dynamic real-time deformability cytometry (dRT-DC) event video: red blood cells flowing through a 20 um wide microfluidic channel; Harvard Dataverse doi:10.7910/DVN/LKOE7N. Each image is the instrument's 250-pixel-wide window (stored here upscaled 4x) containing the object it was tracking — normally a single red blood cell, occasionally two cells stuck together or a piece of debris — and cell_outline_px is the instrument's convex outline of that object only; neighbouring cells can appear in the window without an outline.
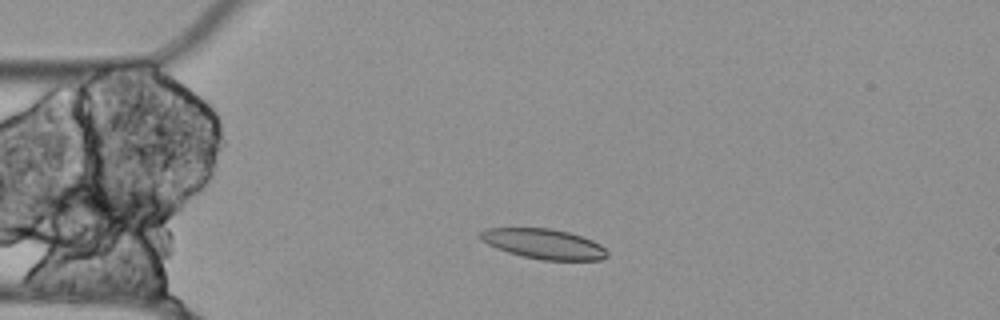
{"species": "Egyptian fruit bat (a non-hibernating species)", "species_latin": "Rousettus aegyptiacus", "temperature_condition": "cold", "stored_images_in_passage": 47, "camera_frame_rate_fps": 3000, "um_per_image_px": 0.085, "animal": {"sex": "female"}, "frame": {"image": 1, "passage_image": 8, "time_ms": 2.333, "image_size_px": [1000, 320], "cell_outline_px": [[608, 256], [600, 260], [544, 260], [524, 256], [508, 252], [496, 248], [480, 240], [476, 236], [484, 228], [552, 228], [568, 232], [592, 240], [600, 244], [608, 252]], "centroid_in_image_um": [46.18, 20.72], "position_along_channel_um": 38.8, "area_um2": 22.25}}
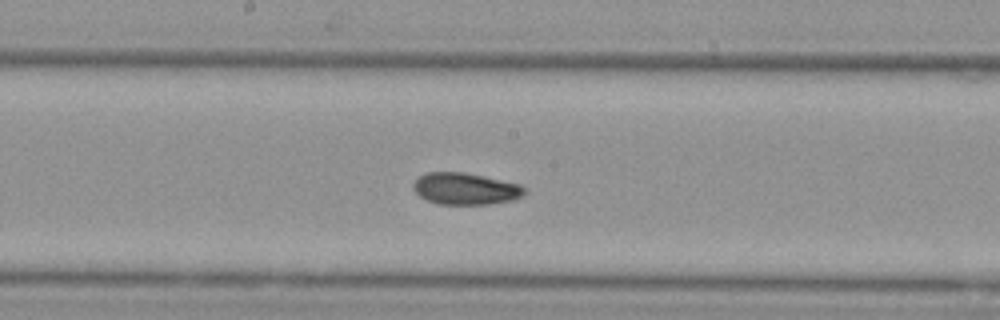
{"frame": {"image": 2, "passage_image": 24, "time_ms": 7.667, "image_size_px": [1000, 320], "cell_outline_px": [[528, 192], [524, 196], [512, 200], [488, 204], [440, 204], [428, 200], [420, 196], [412, 188], [412, 184], [424, 172], [464, 172], [484, 176], [520, 184]], "centroid_in_image_um": [39.58, 16.03], "position_along_channel_um": 208.6, "area_um2": 20.63}}
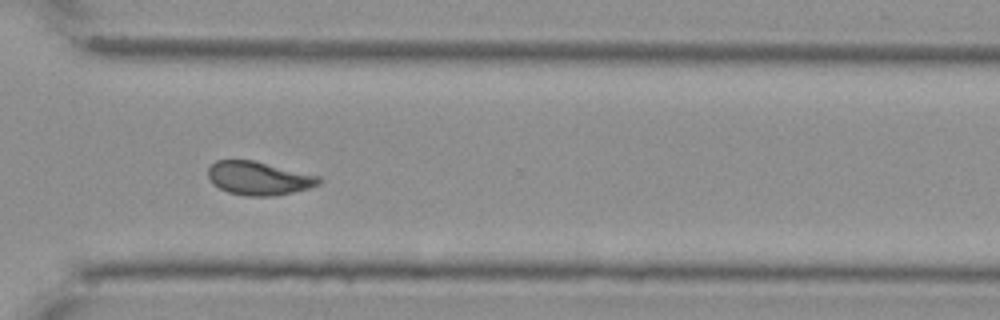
{"frame": {"image": 3, "passage_image": 36, "time_ms": 11.667, "image_size_px": [1000, 320], "cell_outline_px": [[324, 180], [320, 184], [308, 188], [292, 192], [272, 196], [244, 196], [228, 192], [212, 184], [208, 176], [208, 168], [216, 160], [252, 160], [320, 176]], "centroid_in_image_um": [21.99, 15.15], "position_along_channel_um": 348.6, "area_um2": 21.62}}